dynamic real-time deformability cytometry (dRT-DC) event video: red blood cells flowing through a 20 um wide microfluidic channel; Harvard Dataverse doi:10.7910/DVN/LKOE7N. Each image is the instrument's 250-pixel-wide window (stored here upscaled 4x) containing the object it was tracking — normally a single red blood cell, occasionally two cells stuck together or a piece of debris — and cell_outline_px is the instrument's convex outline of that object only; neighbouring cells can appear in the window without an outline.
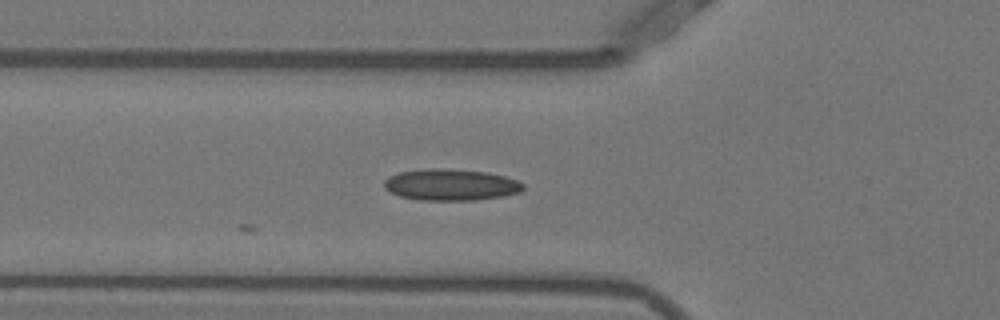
{"species": "Egyptian fruit bat (a non-hibernating species)", "species_latin": "Rousettus aegyptiacus", "temperature_condition": "warm", "stored_images_in_passage": 3, "camera_frame_rate_fps": 3000, "um_per_image_px": 0.085, "animal": {"sex": "female"}, "frame": {"image": 1, "passage_image": 3, "time_ms": 0.667, "image_size_px": [1000, 320], "cell_outline_px": [[524, 188], [520, 192], [504, 196], [472, 200], [420, 200], [400, 196], [388, 192], [384, 188], [384, 180], [388, 176], [400, 172], [424, 168], [444, 168], [484, 172], [504, 176], [516, 180], [524, 184]], "centroid_in_image_um": [38.28, 15.7], "position_along_channel_um": 87.5, "area_um2": 25.55}}